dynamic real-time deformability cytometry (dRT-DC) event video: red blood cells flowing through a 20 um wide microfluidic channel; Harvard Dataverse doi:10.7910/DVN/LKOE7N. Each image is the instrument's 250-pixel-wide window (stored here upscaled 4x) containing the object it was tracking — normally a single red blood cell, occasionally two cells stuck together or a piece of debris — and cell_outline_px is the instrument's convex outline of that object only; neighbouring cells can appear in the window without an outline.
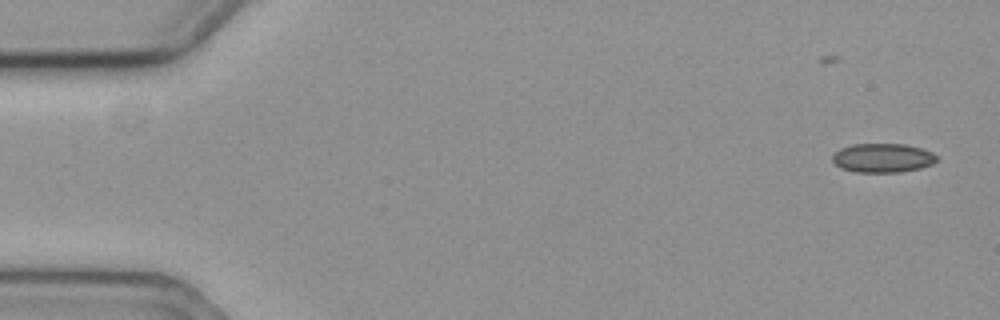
{"species": "common noctule bat (a hibernating species)", "species_latin": "Nyctalus noctula", "temperature_condition": "cold", "stored_images_in_passage": 6, "camera_frame_rate_fps": 3000, "um_per_image_px": 0.085, "animal": {"sex": "female", "body_mass_g": 19.3, "forearm_length_mm": 54.1}, "frame": {"image": 1, "passage_image": 1, "time_ms": 0.0, "image_size_px": [1000, 320], "cell_outline_px": [[940, 156], [932, 164], [920, 168], [900, 172], [856, 172], [840, 168], [832, 160], [832, 156], [840, 148], [852, 144], [904, 144], [920, 148], [932, 152]], "centroid_in_image_um": [75.03, 13.42], "position_along_channel_um": 10.0, "area_um2": 17.69}}
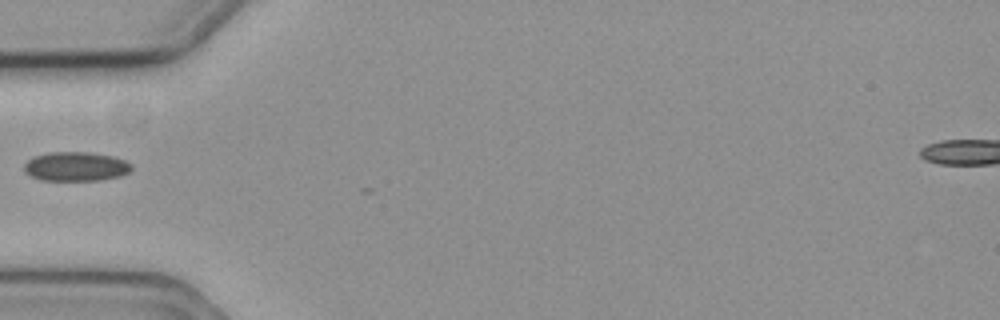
{"frame": {"image": 2, "passage_image": 5, "time_ms": 1.333, "image_size_px": [1000, 320], "cell_outline_px": [[132, 168], [128, 172], [120, 176], [100, 180], [40, 180], [24, 172], [24, 164], [32, 156], [48, 152], [88, 152], [112, 156], [124, 160], [132, 164]], "centroid_in_image_um": [6.42, 14.14], "position_along_channel_um": 78.6, "area_um2": 18.32}}
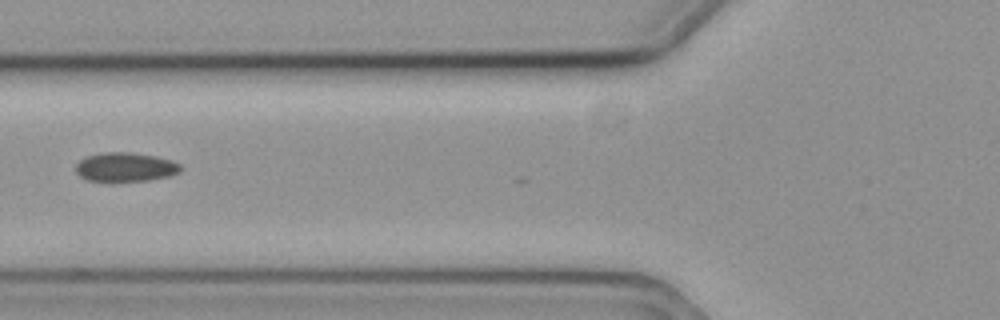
{"frame": {"image": 3, "passage_image": 6, "time_ms": 1.667, "image_size_px": [1000, 320], "cell_outline_px": [[180, 172], [168, 176], [148, 180], [112, 184], [88, 180], [80, 176], [76, 172], [76, 164], [84, 156], [104, 152], [128, 152], [156, 156], [172, 160], [180, 164]], "centroid_in_image_um": [10.61, 14.23], "position_along_channel_um": 115.2, "area_um2": 18.38}}